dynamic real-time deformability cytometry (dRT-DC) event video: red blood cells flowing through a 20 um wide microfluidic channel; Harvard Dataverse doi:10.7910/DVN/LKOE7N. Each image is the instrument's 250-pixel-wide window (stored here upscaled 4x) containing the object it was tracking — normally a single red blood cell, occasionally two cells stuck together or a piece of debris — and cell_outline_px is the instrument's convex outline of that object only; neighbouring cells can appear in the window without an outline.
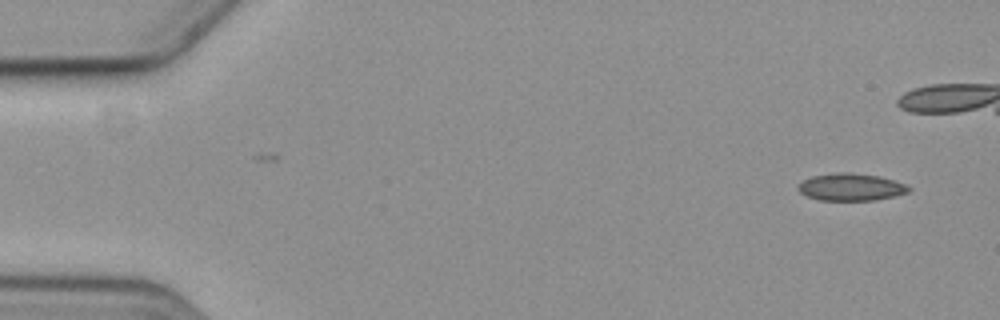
{"species": "common noctule bat (a hibernating species)", "species_latin": "Nyctalus noctula", "temperature_condition": "cold", "stored_images_in_passage": 3, "camera_frame_rate_fps": 3000, "um_per_image_px": 0.085, "animal": {"sex": "female", "body_mass_g": 19.3, "forearm_length_mm": 54.1}, "frame": {"image": 1, "passage_image": 3, "time_ms": 2.333, "image_size_px": [1000, 320], "cell_outline_px": [[912, 188], [908, 192], [876, 200], [820, 200], [808, 196], [800, 192], [796, 188], [804, 180], [812, 176], [836, 172], [848, 172], [880, 176], [908, 184]], "centroid_in_image_um": [72.36, 15.89], "position_along_channel_um": 12.6, "area_um2": 17.57}}